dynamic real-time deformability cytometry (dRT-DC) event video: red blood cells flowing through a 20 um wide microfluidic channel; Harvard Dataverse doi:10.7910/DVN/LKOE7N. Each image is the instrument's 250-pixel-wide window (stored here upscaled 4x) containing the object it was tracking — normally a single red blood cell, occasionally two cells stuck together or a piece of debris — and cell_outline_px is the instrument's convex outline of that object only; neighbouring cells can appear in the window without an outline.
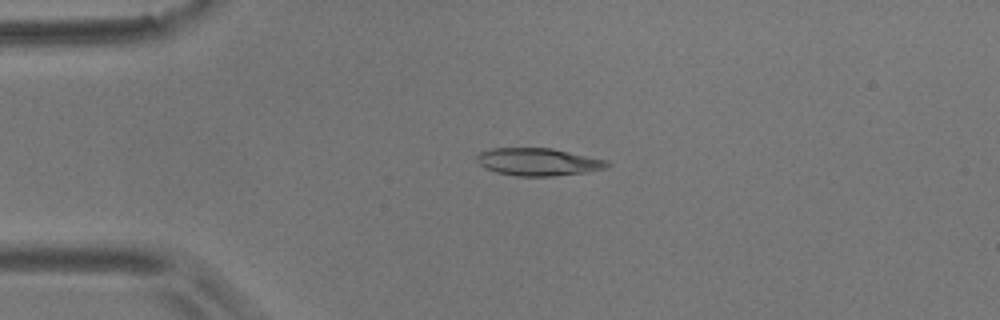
{"species": "common noctule bat (a hibernating species)", "species_latin": "Nyctalus noctula", "temperature_condition": "room temperature", "stored_images_in_passage": 53, "camera_frame_rate_fps": 3000, "um_per_image_px": 0.085, "animal": {"sex": "male", "body_mass_g": 17.9}, "frame": {"image": 1, "passage_image": 9, "time_ms": 2.667, "image_size_px": [1000, 320], "cell_outline_px": [[612, 164], [604, 168], [584, 172], [552, 176], [516, 176], [496, 172], [480, 164], [476, 160], [476, 156], [480, 152], [492, 148], [552, 148], [608, 160]], "centroid_in_image_um": [45.76, 13.75], "position_along_channel_um": 39.2, "area_um2": 20.81}}
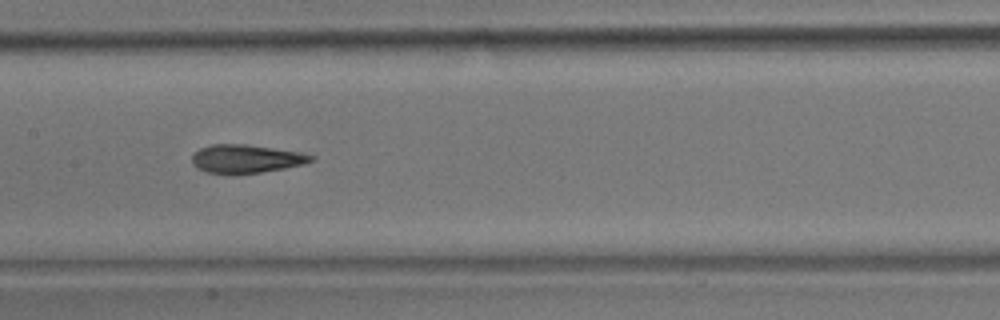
{"frame": {"image": 2, "passage_image": 24, "time_ms": 7.667, "image_size_px": [1000, 320], "cell_outline_px": [[316, 160], [304, 164], [284, 168], [236, 176], [208, 172], [192, 164], [192, 156], [200, 148], [212, 144], [244, 144], [300, 152], [316, 156]], "centroid_in_image_um": [20.94, 13.52], "position_along_channel_um": 186.5, "area_um2": 19.88}}
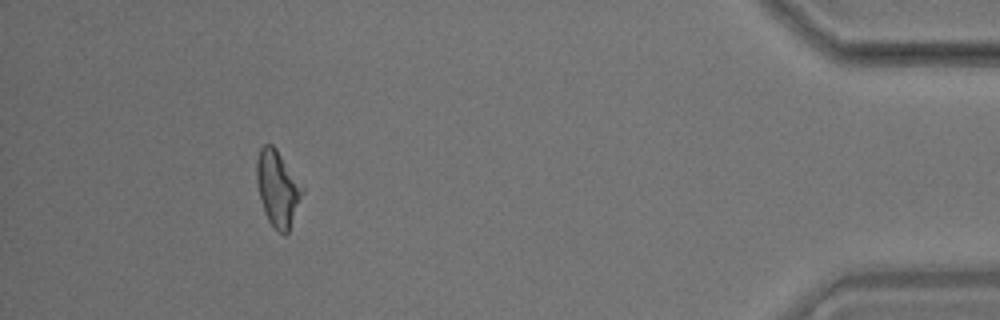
{"frame": {"image": 3, "passage_image": 48, "time_ms": 15.667, "image_size_px": [1000, 320], "cell_outline_px": [[304, 192], [288, 232], [284, 236], [268, 220], [264, 212], [260, 200], [256, 180], [256, 160], [260, 148], [264, 144], [272, 144], [276, 148], [304, 188]], "centroid_in_image_um": [23.58, 16.0], "position_along_channel_um": 411.6, "area_um2": 20.11}, "authors_computed_cell_mechanics": {"area_um2": 20.4034, "velocity_mm_per_s": 3.5392, "shape_relaxation_time_tau1_ms": 4.5577, "shape_relaxation_time_tau2_ms": 2.5858, "deformation_change_tau1": 0.1525, "deformation_change_tau2": 0.113}}